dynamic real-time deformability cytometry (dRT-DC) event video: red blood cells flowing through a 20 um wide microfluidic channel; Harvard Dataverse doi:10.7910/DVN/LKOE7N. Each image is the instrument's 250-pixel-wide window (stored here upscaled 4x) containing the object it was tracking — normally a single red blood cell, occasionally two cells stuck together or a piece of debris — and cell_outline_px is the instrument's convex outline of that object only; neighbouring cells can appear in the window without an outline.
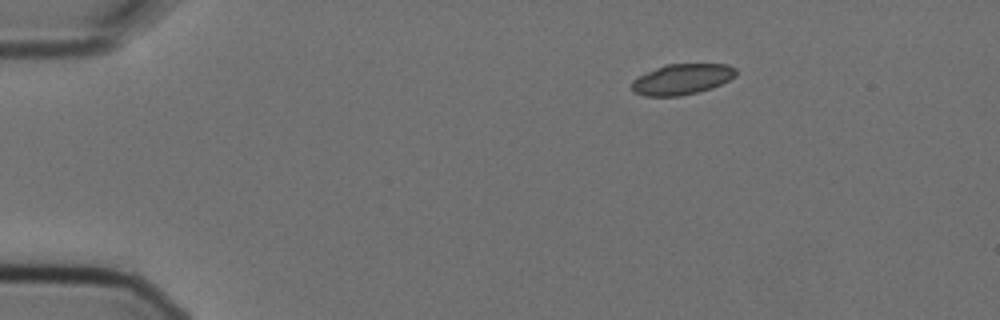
{"species": "Egyptian fruit bat (a non-hibernating species)", "species_latin": "Rousettus aegyptiacus", "temperature_condition": "cold", "stored_images_in_passage": 3, "camera_frame_rate_fps": 3000, "um_per_image_px": 0.085, "animal": {"sex": "female"}, "frame": {"image": 1, "passage_image": 1, "time_ms": 0.0, "image_size_px": [1000, 320], "cell_outline_px": [[736, 76], [712, 88], [680, 96], [644, 96], [636, 92], [632, 88], [632, 80], [664, 64], [728, 64], [736, 68]], "centroid_in_image_um": [57.99, 6.73], "position_along_channel_um": 27.0, "area_um2": 18.44}}